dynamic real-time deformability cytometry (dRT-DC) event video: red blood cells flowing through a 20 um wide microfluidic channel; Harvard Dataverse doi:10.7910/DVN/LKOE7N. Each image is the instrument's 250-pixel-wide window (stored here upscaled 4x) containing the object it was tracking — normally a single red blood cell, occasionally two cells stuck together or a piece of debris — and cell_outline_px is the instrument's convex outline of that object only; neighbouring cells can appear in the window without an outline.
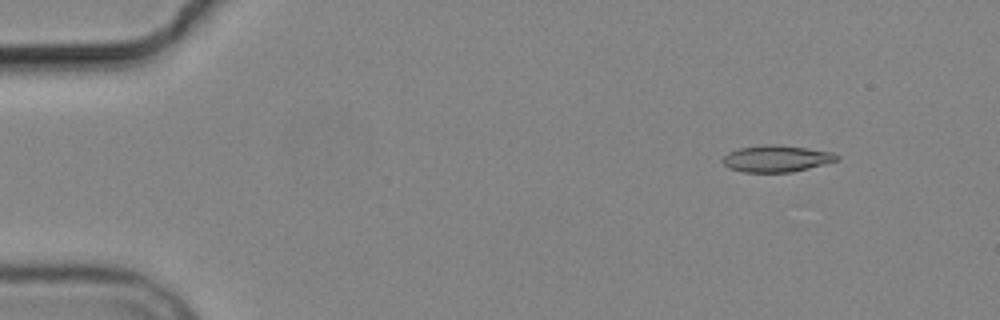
{"species": "common noctule bat (a hibernating species)", "species_latin": "Nyctalus noctula", "temperature_condition": "cold", "stored_images_in_passage": 4, "camera_frame_rate_fps": 3000, "um_per_image_px": 0.085, "animal": {"sex": "male", "body_mass_g": 19.2, "forearm_length_mm": 51.8}, "frame": {"image": 1, "passage_image": 2, "time_ms": 1.0, "image_size_px": [1000, 320], "cell_outline_px": [[840, 160], [792, 172], [744, 172], [728, 168], [724, 164], [724, 156], [728, 152], [740, 148], [764, 144], [776, 144], [832, 152], [840, 156]], "centroid_in_image_um": [66.01, 13.48], "position_along_channel_um": 19.0, "area_um2": 17.63}}